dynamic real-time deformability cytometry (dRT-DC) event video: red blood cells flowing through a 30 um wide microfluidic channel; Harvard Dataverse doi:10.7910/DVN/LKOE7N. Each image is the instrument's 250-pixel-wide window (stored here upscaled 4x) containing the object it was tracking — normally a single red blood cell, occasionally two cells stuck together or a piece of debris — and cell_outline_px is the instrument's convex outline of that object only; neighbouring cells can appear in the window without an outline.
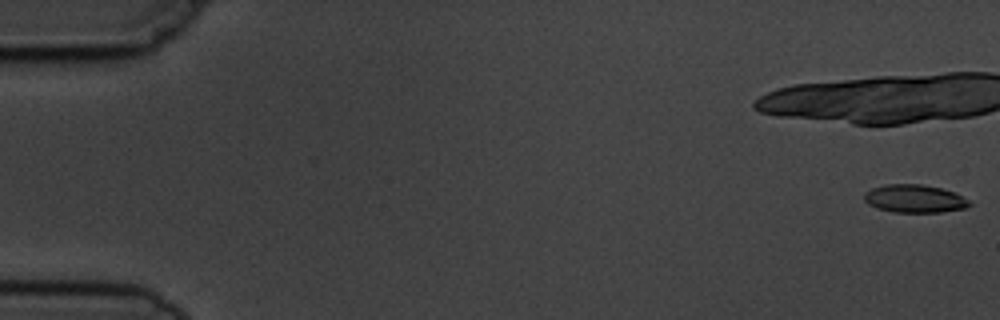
{"species": "common noctule bat (a hibernating species)", "species_latin": "Nyctalus noctula", "temperature_condition": "cold", "stored_images_in_passage": 5, "camera_frame_rate_fps": 3000, "um_per_image_px": 0.085, "animal": {"sex": "male", "body_mass_g": 19.5, "forearm_length_mm": 54.6}, "frame": {"image": 1, "passage_image": 1, "time_ms": 0.0, "image_size_px": [1000, 320], "cell_outline_px": [[972, 204], [964, 208], [940, 212], [892, 212], [876, 208], [868, 204], [864, 200], [864, 192], [872, 188], [884, 184], [920, 184], [940, 188], [956, 192], [968, 200]], "centroid_in_image_um": [77.71, 16.88], "position_along_channel_um": 7.3, "area_um2": 17.22}}